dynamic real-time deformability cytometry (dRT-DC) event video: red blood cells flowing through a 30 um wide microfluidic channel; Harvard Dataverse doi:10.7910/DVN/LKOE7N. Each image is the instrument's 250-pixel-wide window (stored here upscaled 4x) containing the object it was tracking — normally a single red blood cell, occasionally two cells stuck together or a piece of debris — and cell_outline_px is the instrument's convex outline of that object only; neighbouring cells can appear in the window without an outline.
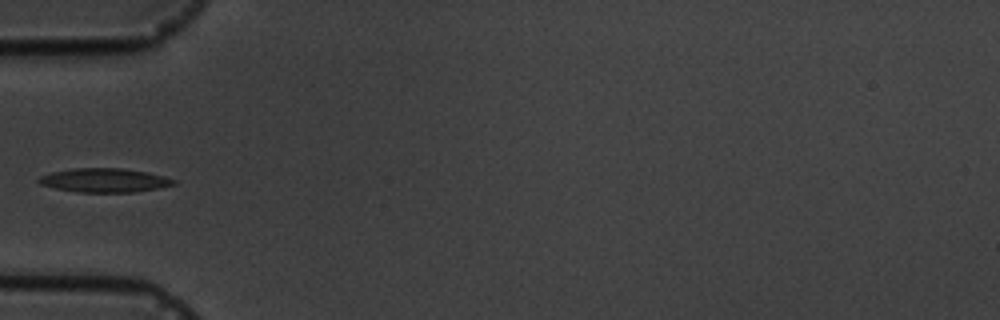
{"species": "common noctule bat (a hibernating species)", "species_latin": "Nyctalus noctula", "temperature_condition": "cold", "stored_images_in_passage": 6, "camera_frame_rate_fps": 3000, "um_per_image_px": 0.085, "animal": {"sex": "male", "body_mass_g": 19.5, "forearm_length_mm": 54.6}, "frame": {"image": 1, "passage_image": 6, "time_ms": 5.667, "image_size_px": [1000, 320], "cell_outline_px": [[176, 184], [160, 188], [132, 192], [76, 192], [56, 188], [40, 184], [36, 180], [40, 176], [52, 172], [72, 168], [120, 168], [148, 172], [164, 176], [176, 180]], "centroid_in_image_um": [8.88, 15.32], "position_along_channel_um": 76.1, "area_um2": 18.84}}